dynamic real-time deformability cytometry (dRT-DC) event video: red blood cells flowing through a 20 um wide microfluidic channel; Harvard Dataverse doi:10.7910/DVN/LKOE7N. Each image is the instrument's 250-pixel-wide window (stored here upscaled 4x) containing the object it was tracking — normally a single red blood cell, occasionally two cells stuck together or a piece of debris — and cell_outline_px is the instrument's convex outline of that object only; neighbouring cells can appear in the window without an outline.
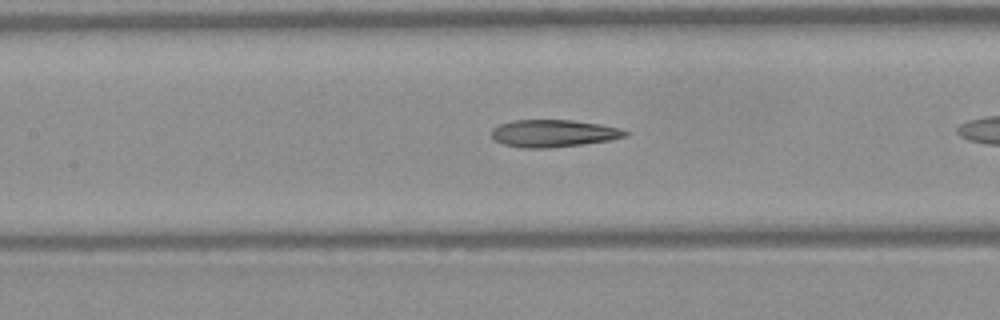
{"species": "Egyptian fruit bat (a non-hibernating species)", "species_latin": "Rousettus aegyptiacus", "temperature_condition": "warm", "stored_images_in_passage": 24, "camera_frame_rate_fps": 3000, "um_per_image_px": 0.085, "frame": {"image": 1, "passage_image": 8, "time_ms": 2.333, "image_size_px": [1000, 320], "cell_outline_px": [[628, 136], [608, 140], [580, 144], [548, 148], [520, 148], [504, 144], [496, 140], [492, 136], [492, 128], [500, 124], [512, 120], [572, 120], [600, 124], [620, 128], [628, 132]], "centroid_in_image_um": [47.03, 11.33], "position_along_channel_um": 160.4, "area_um2": 21.15}}
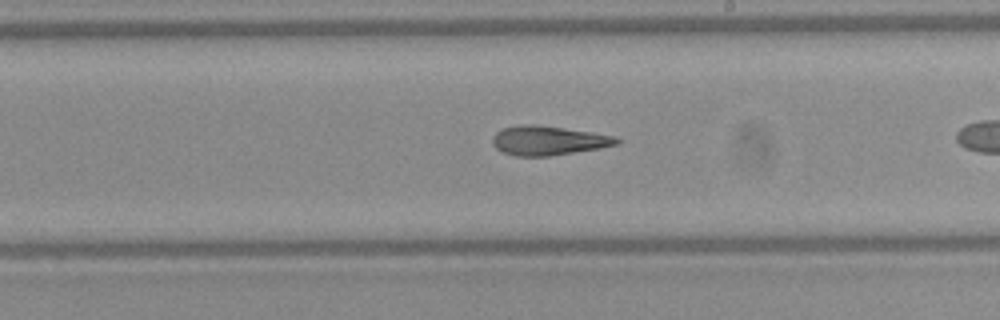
{"frame": {"image": 2, "passage_image": 14, "time_ms": 4.333, "image_size_px": [1000, 320], "cell_outline_px": [[620, 140], [616, 144], [600, 148], [548, 156], [516, 156], [504, 152], [496, 148], [492, 144], [492, 136], [496, 132], [504, 128], [520, 124], [536, 124], [592, 132], [616, 136]], "centroid_in_image_um": [46.58, 11.94], "position_along_channel_um": 242.4, "area_um2": 21.1}}
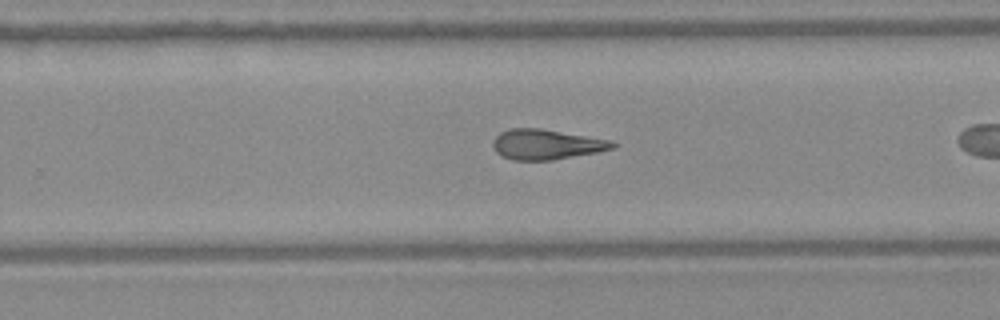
{"frame": {"image": 3, "passage_image": 17, "time_ms": 5.333, "image_size_px": [1000, 320], "cell_outline_px": [[616, 148], [600, 152], [552, 160], [512, 160], [500, 156], [496, 152], [492, 144], [496, 136], [500, 132], [512, 128], [540, 128], [608, 140], [616, 144]], "centroid_in_image_um": [46.42, 12.29], "position_along_channel_um": 283.4, "area_um2": 20.98}}